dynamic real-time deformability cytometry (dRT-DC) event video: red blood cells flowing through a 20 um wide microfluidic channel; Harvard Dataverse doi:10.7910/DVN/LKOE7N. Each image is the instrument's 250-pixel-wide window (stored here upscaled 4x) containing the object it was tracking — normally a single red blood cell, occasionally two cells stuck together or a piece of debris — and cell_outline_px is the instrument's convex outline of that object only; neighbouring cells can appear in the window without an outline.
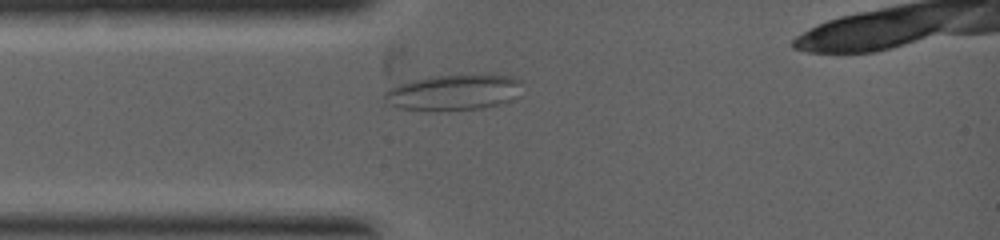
{"species": "common noctule bat (a hibernating species)", "species_latin": "Nyctalus noctula", "temperature_condition": "warm", "stored_images_in_passage": 3, "camera_frame_rate_fps": 5000, "um_per_image_px": 0.085, "animal": {"sex": "female", "body_mass_g": 19.0, "forearm_length_mm": 53.3}, "frame": {"image": 1, "passage_image": 1, "time_ms": 0.0, "image_size_px": [1000, 240], "cell_outline_px": [[520, 80], [512, 100], [500, 104], [480, 108], [432, 112], [396, 108], [384, 100], [384, 92], [388, 88], [412, 80], [428, 76], [484, 72], [488, 72], [512, 76]], "centroid_in_image_um": [38.5, 7.83], "position_along_channel_um": 46.5, "area_um2": 29.59}}
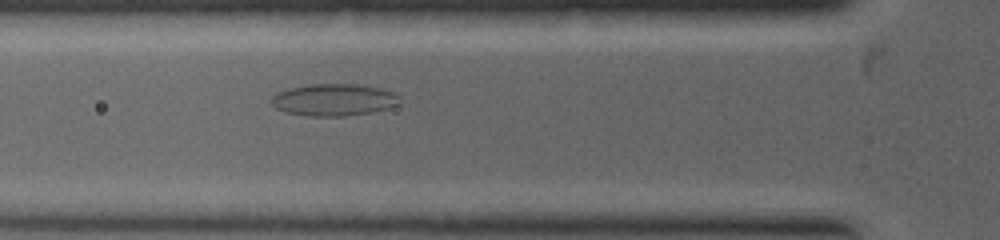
{"frame": {"image": 2, "passage_image": 3, "time_ms": 0.8, "image_size_px": [1000, 240], "cell_outline_px": [[400, 104], [388, 108], [372, 112], [344, 116], [308, 116], [284, 112], [276, 108], [272, 104], [272, 96], [276, 92], [288, 88], [312, 84], [356, 84], [380, 88], [392, 92], [400, 96]], "centroid_in_image_um": [28.37, 8.49], "position_along_channel_um": 97.4, "area_um2": 24.04}}